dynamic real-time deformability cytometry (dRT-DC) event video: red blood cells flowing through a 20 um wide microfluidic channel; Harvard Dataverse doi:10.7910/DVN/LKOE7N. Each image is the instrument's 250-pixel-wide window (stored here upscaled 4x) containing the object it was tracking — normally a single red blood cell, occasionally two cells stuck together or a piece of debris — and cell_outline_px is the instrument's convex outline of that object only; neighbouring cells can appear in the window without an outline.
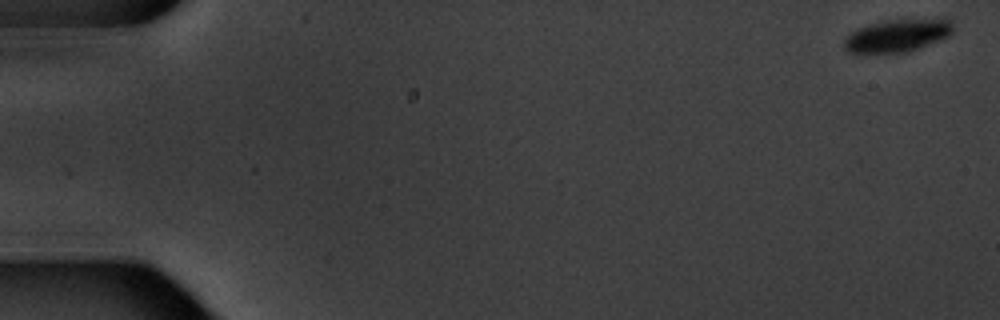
{"species": "common noctule bat (a hibernating species)", "species_latin": "Nyctalus noctula", "temperature_condition": "warm", "stored_images_in_passage": 5, "camera_frame_rate_fps": 3000, "um_per_image_px": 0.085, "animal": {"sex": "male", "body_mass_g": 20.1, "forearm_length_mm": 53.5}, "frame": {"image": 1, "passage_image": 1, "time_ms": 0.0, "image_size_px": [1000, 320], "cell_outline_px": [[952, 32], [948, 36], [916, 48], [904, 52], [848, 52], [844, 48], [844, 40], [856, 28], [888, 20], [944, 16], [952, 24]], "centroid_in_image_um": [76.32, 2.97], "position_along_channel_um": 8.7, "area_um2": 20.58}}
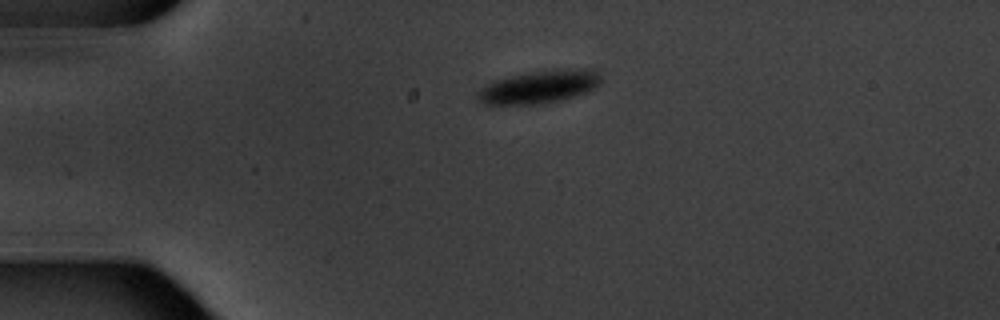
{"frame": {"image": 2, "passage_image": 4, "time_ms": 4.333, "image_size_px": [1000, 320], "cell_outline_px": [[604, 80], [596, 88], [588, 92], [560, 100], [540, 104], [484, 104], [476, 100], [476, 92], [492, 80], [528, 72], [552, 68], [596, 68], [600, 72]], "centroid_in_image_um": [45.91, 7.34], "position_along_channel_um": 39.1, "area_um2": 24.51}}